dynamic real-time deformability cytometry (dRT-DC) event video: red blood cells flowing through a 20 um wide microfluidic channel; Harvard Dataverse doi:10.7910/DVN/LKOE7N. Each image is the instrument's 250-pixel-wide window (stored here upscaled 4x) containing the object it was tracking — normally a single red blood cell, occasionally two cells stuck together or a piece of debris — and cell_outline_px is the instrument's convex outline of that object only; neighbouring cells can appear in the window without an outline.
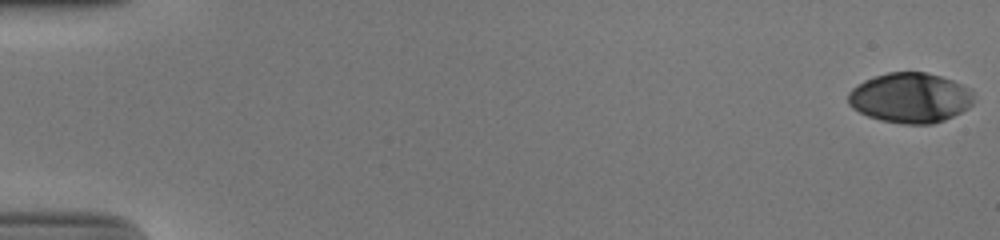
{"species": "human", "species_latin": "Homo sapiens", "temperature_condition": "cold", "stored_images_in_passage": 54, "camera_frame_rate_fps": 3000, "um_per_image_px": 0.085, "donor": {"sex": "male"}, "frame": {"image": 1, "passage_image": 1, "time_ms": 0.0, "image_size_px": [1000, 240], "cell_outline_px": [[972, 104], [968, 108], [944, 120], [932, 124], [904, 124], [880, 120], [868, 116], [852, 108], [848, 104], [848, 92], [856, 84], [864, 80], [888, 72], [928, 72], [952, 80], [972, 88]], "centroid_in_image_um": [77.35, 8.31], "position_along_channel_um": 7.6, "area_um2": 36.76}}
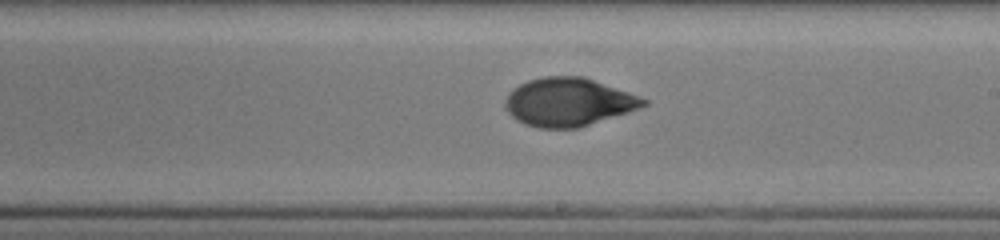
{"frame": {"image": 2, "passage_image": 33, "time_ms": 10.667, "image_size_px": [1000, 240], "cell_outline_px": [[648, 104], [640, 108], [628, 112], [576, 128], [540, 128], [524, 124], [516, 120], [508, 112], [504, 104], [504, 100], [520, 84], [528, 80], [544, 76], [584, 76], [640, 96], [648, 100]], "centroid_in_image_um": [48.33, 8.67], "position_along_channel_um": 240.7, "area_um2": 38.67}}
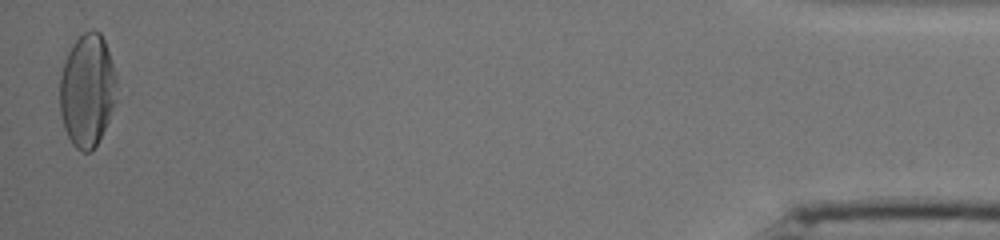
{"frame": {"image": 3, "passage_image": 54, "time_ms": 17.667, "image_size_px": [1000, 240], "cell_outline_px": [[116, 100], [108, 120], [96, 144], [88, 152], [80, 152], [72, 144], [64, 128], [60, 112], [60, 76], [64, 60], [72, 44], [84, 32], [92, 28], [100, 32], [104, 40], [112, 64], [116, 80]], "centroid_in_image_um": [7.39, 7.66], "position_along_channel_um": 427.8, "area_um2": 37.17}, "authors_computed_cell_mechanics": {"area_um2": 37.8012, "velocity_mm_per_s": 3.8511, "shape_relaxation_time_tau1_ms": 5.6337, "shape_relaxation_time_tau2_ms": 1.1794, "deformation_change_tau1": 0.2138, "deformation_change_tau2": 0.0473}}